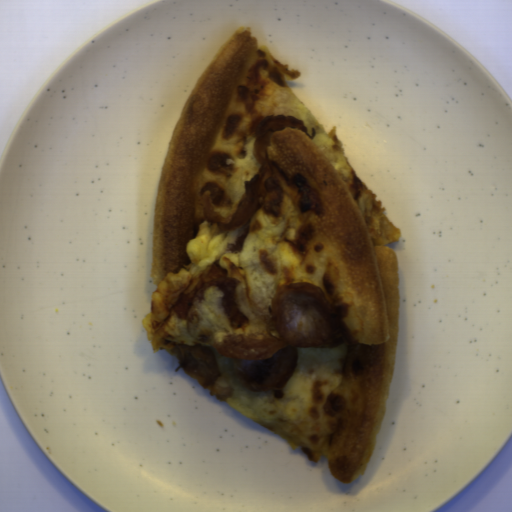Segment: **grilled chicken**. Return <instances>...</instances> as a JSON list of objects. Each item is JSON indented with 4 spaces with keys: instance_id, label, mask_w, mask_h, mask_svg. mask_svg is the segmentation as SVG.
<instances>
[{
    "instance_id": "277b20a1",
    "label": "grilled chicken",
    "mask_w": 512,
    "mask_h": 512,
    "mask_svg": "<svg viewBox=\"0 0 512 512\" xmlns=\"http://www.w3.org/2000/svg\"><path fill=\"white\" fill-rule=\"evenodd\" d=\"M209 286L216 287L217 291L222 293L220 304L228 318L230 327L236 329L242 327L248 319L237 305L235 297L236 278L228 277L227 269L222 267L218 260L186 284L173 308L175 314L186 317L193 299L198 298L202 300V296Z\"/></svg>"
},
{
    "instance_id": "a9712176",
    "label": "grilled chicken",
    "mask_w": 512,
    "mask_h": 512,
    "mask_svg": "<svg viewBox=\"0 0 512 512\" xmlns=\"http://www.w3.org/2000/svg\"><path fill=\"white\" fill-rule=\"evenodd\" d=\"M178 362L183 373L190 379H195L203 389H209V394L221 403H227L231 397V389L218 385L221 371L208 347L194 345H174L170 351Z\"/></svg>"
}]
</instances>
